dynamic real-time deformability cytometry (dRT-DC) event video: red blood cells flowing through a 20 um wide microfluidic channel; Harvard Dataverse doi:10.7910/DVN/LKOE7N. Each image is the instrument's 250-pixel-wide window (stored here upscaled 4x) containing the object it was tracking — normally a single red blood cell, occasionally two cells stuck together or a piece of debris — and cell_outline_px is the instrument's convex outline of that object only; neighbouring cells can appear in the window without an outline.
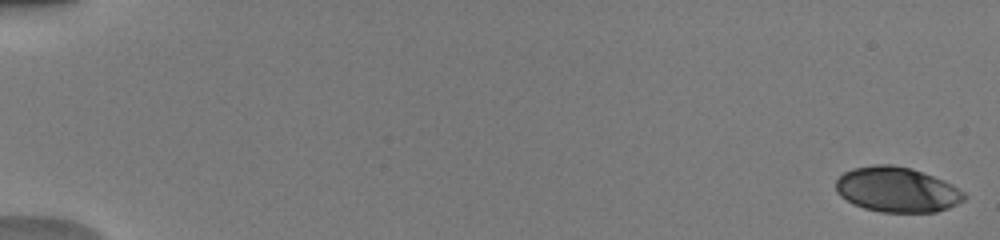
{"species": "human", "species_latin": "Homo sapiens", "temperature_condition": "warm", "stored_images_in_passage": 51, "camera_frame_rate_fps": 3000, "um_per_image_px": 0.085, "donor": {"sex": "male"}, "frame": {"image": 1, "passage_image": 1, "time_ms": 0.0, "image_size_px": [1000, 240], "cell_outline_px": [[968, 196], [964, 200], [948, 208], [936, 212], [880, 212], [864, 208], [852, 204], [840, 196], [836, 192], [836, 180], [844, 172], [852, 168], [876, 164], [892, 164], [912, 168], [944, 180], [952, 184], [964, 192]], "centroid_in_image_um": [76.24, 16.11], "position_along_channel_um": 8.8, "area_um2": 33.99}}
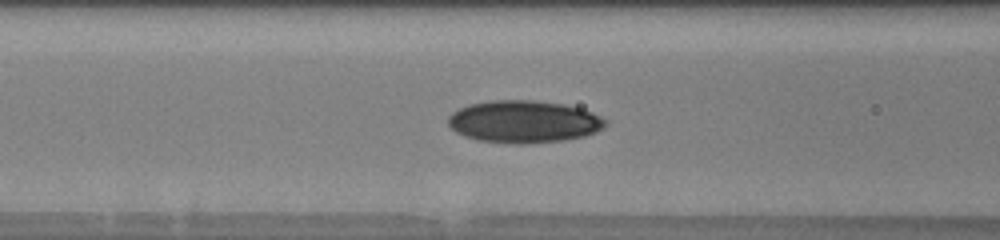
{"frame": {"image": 2, "passage_image": 23, "time_ms": 7.333, "image_size_px": [1000, 240], "cell_outline_px": [[608, 124], [604, 128], [596, 132], [584, 136], [560, 140], [524, 144], [520, 144], [476, 140], [464, 136], [456, 132], [448, 124], [448, 116], [452, 112], [468, 104], [492, 100], [532, 100], [564, 104], [580, 108], [592, 112], [608, 120]], "centroid_in_image_um": [44.53, 10.33], "position_along_channel_um": 122.1, "area_um2": 38.9}}
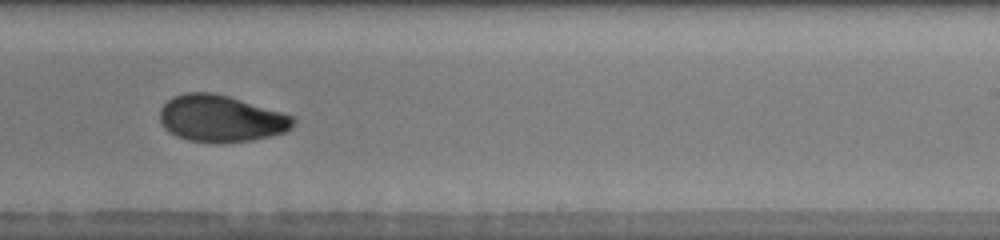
{"frame": {"image": 3, "passage_image": 34, "time_ms": 11.0, "image_size_px": [1000, 240], "cell_outline_px": [[296, 124], [292, 128], [284, 132], [252, 140], [224, 144], [220, 144], [188, 140], [176, 136], [168, 132], [164, 128], [160, 120], [160, 108], [172, 96], [184, 92], [212, 92], [228, 96], [296, 116]], "centroid_in_image_um": [18.78, 10.08], "position_along_channel_um": 270.2, "area_um2": 36.82}, "authors_computed_cell_mechanics": {"area_um2": 35.1424, "velocity_mm_per_s": 4.0451, "shape_relaxation_time_tau1_ms": 9.5674, "shape_relaxation_time_tau2_ms": 1.946, "deformation_change_tau1": 0.2324, "deformation_change_tau2": 0.0572}}